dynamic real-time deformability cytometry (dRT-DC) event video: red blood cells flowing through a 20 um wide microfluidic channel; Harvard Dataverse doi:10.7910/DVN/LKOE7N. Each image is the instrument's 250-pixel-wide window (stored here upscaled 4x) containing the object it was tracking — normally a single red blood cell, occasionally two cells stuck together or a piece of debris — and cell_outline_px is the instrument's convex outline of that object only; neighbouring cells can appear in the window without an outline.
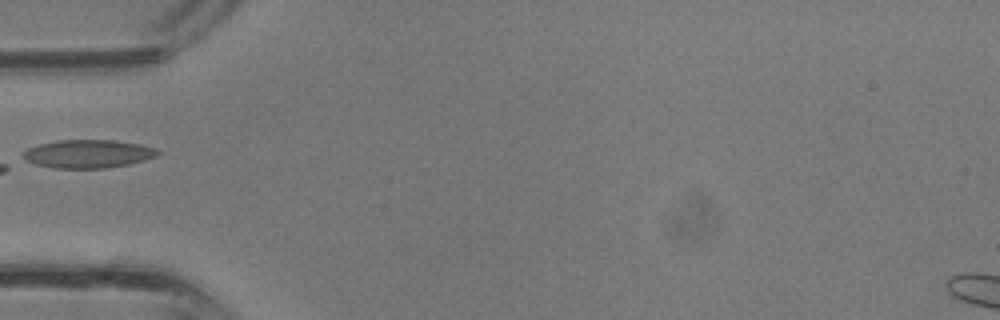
{"species": "common noctule bat (a hibernating species)", "species_latin": "Nyctalus noctula", "temperature_condition": "room temperature", "stored_images_in_passage": 13, "camera_frame_rate_fps": 3000, "um_per_image_px": 0.085, "animal": {"sex": "male", "body_mass_g": 13.3}, "frame": {"image": 1, "passage_image": 1, "time_ms": 0.0, "image_size_px": [1000, 320], "cell_outline_px": [[160, 152], [156, 156], [144, 160], [128, 164], [104, 168], [52, 168], [36, 164], [24, 160], [20, 156], [20, 152], [28, 148], [40, 144], [56, 140], [116, 140], [140, 144], [156, 148]], "centroid_in_image_um": [7.43, 13.07], "position_along_channel_um": 77.6, "area_um2": 22.31}}
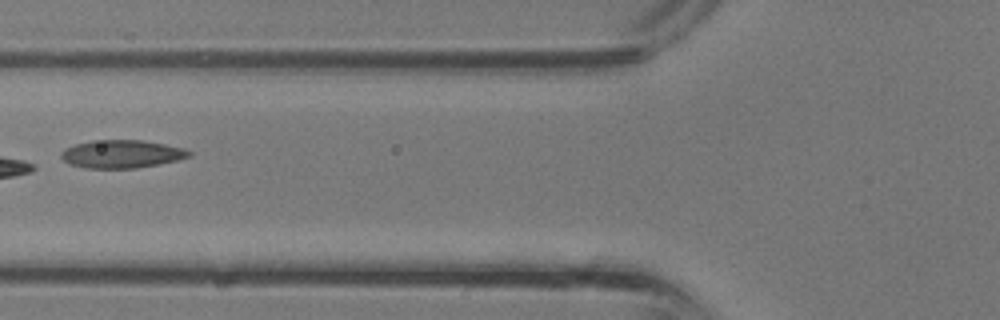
{"frame": {"image": 2, "passage_image": 3, "time_ms": 0.667, "image_size_px": [1000, 320], "cell_outline_px": [[192, 156], [160, 164], [136, 168], [84, 168], [68, 164], [60, 156], [60, 152], [64, 148], [76, 144], [92, 140], [144, 140], [184, 148], [192, 152]], "centroid_in_image_um": [10.33, 13.09], "position_along_channel_um": 115.5, "area_um2": 21.04}}